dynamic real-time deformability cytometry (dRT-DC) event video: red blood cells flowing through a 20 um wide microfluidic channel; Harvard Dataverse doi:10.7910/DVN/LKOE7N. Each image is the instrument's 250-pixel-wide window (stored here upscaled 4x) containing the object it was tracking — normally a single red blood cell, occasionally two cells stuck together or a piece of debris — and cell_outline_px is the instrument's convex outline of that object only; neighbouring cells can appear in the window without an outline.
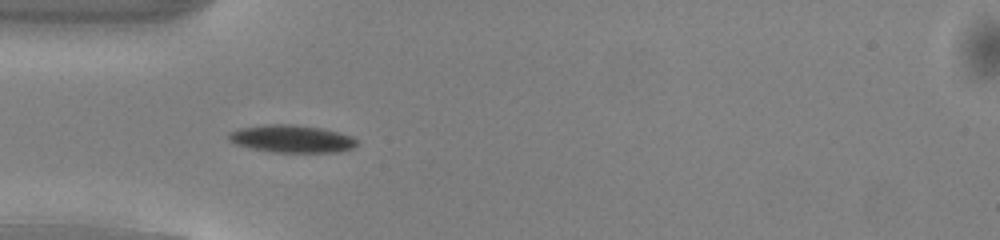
{"species": "common noctule bat (a hibernating species)", "species_latin": "Nyctalus noctula", "temperature_condition": "warm", "stored_images_in_passage": 36, "camera_frame_rate_fps": 3000, "um_per_image_px": 0.085, "animal": {"sex": "male", "body_mass_g": 13.0, "forearm_length_mm": 53.1}, "frame": {"image": 1, "passage_image": 1, "time_ms": 0.0, "image_size_px": [1000, 240], "cell_outline_px": [[356, 144], [352, 148], [340, 152], [272, 152], [252, 148], [236, 144], [228, 140], [228, 132], [240, 128], [264, 124], [296, 124], [320, 128], [352, 136], [356, 140]], "centroid_in_image_um": [24.76, 11.79], "position_along_channel_um": 60.2, "area_um2": 20.52}}
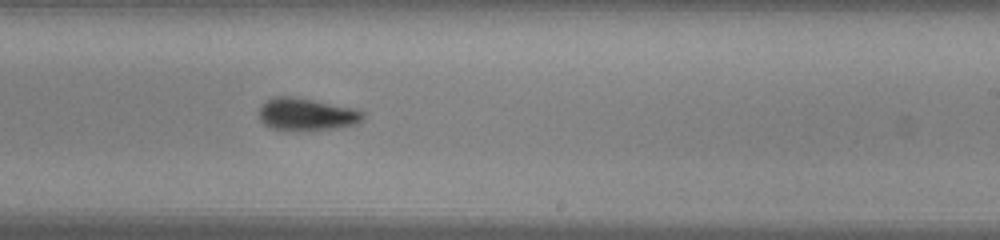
{"frame": {"image": 2, "passage_image": 16, "time_ms": 5.0, "image_size_px": [1000, 240], "cell_outline_px": [[364, 120], [356, 124], [340, 128], [272, 128], [264, 124], [260, 120], [260, 104], [264, 100], [276, 96], [292, 96], [352, 108], [364, 112]], "centroid_in_image_um": [26.06, 9.68], "position_along_channel_um": 262.9, "area_um2": 19.02}}
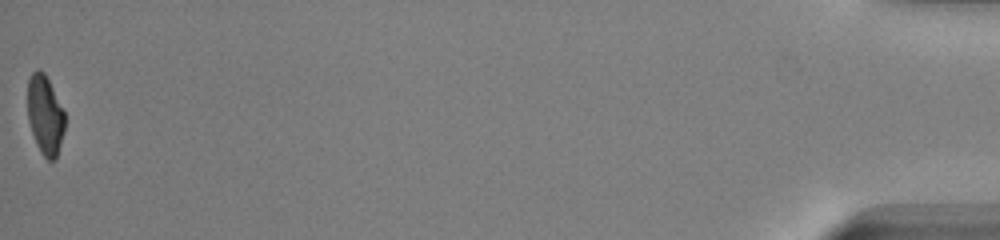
{"frame": {"image": 3, "passage_image": 36, "time_ms": 11.667, "image_size_px": [1000, 240], "cell_outline_px": [[64, 132], [56, 160], [48, 160], [40, 152], [36, 144], [28, 120], [28, 80], [32, 72], [36, 68], [40, 68], [44, 72], [64, 112]], "centroid_in_image_um": [3.82, 9.79], "position_along_channel_um": 431.4, "area_um2": 17.11}, "authors_computed_cell_mechanics": {"area_um2": 19.1896, "velocity_mm_per_s": 4.1082, "shape_relaxation_time_tau1_ms": 2.8146, "shape_relaxation_time_tau2_ms": 4.201, "deformation_change_tau1": 0.1577, "deformation_change_tau2": 0.087}}